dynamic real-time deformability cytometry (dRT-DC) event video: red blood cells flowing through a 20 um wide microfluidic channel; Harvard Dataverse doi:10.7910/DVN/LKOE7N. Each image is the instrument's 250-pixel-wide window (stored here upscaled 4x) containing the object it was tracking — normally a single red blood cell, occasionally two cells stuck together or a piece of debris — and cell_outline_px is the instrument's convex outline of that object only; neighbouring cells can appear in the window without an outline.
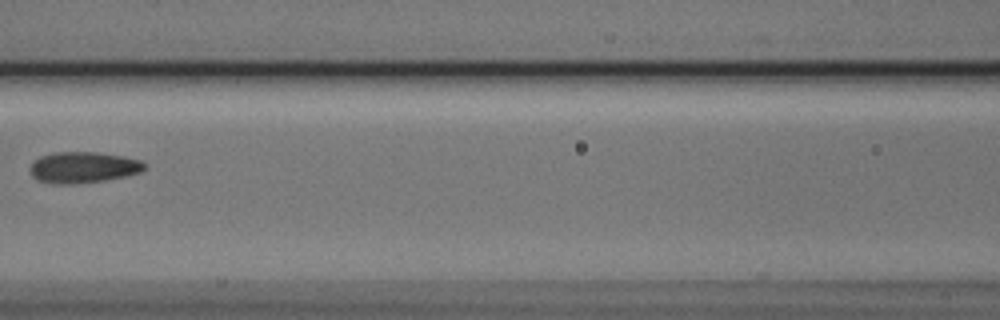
{"species": "Egyptian fruit bat (a non-hibernating species)", "species_latin": "Rousettus aegyptiacus", "temperature_condition": "cold", "stored_images_in_passage": 9, "camera_frame_rate_fps": 3000, "um_per_image_px": 0.085, "animal": {"sex": "male"}, "frame": {"image": 1, "passage_image": 8, "time_ms": 2.333, "image_size_px": [1000, 320], "cell_outline_px": [[148, 164], [140, 172], [128, 176], [104, 180], [76, 184], [52, 184], [36, 180], [32, 176], [28, 168], [40, 156], [56, 152], [96, 152], [124, 156], [140, 160]], "centroid_in_image_um": [7.07, 14.23], "position_along_channel_um": 159.5, "area_um2": 20.98}}
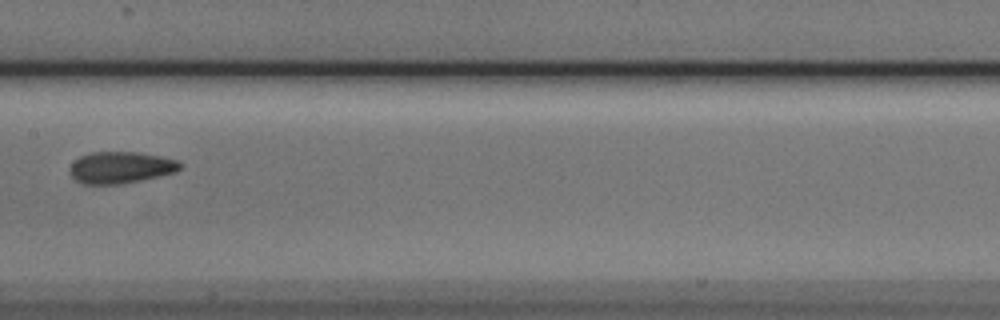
{"frame": {"image": 2, "passage_image": 9, "time_ms": 2.667, "image_size_px": [1000, 320], "cell_outline_px": [[184, 164], [176, 172], [160, 176], [120, 184], [84, 184], [76, 180], [68, 172], [68, 168], [80, 156], [88, 152], [140, 152], [180, 160]], "centroid_in_image_um": [10.28, 14.23], "position_along_channel_um": 197.1, "area_um2": 20.58}}